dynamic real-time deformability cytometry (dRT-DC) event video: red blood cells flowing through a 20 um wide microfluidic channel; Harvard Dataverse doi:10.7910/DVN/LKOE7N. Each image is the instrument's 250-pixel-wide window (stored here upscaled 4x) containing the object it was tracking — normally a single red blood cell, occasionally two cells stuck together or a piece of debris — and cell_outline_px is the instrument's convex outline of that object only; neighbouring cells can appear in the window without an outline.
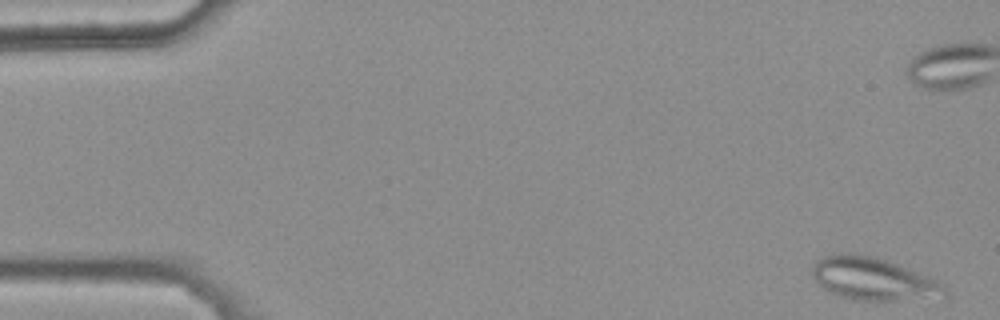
{"species": "common noctule bat (a hibernating species)", "species_latin": "Nyctalus noctula", "temperature_condition": "warm", "stored_images_in_passage": 46, "camera_frame_rate_fps": 3000, "um_per_image_px": 0.085, "animal": {"sex": "female", "body_mass_g": 25.1}, "frame": {"image": 1, "passage_image": 2, "time_ms": 0.333, "image_size_px": [1000, 320], "cell_outline_px": [[948, 296], [944, 300], [864, 300], [840, 296], [828, 292], [812, 276], [812, 268], [816, 260], [824, 256], [840, 252], [848, 252], [872, 256], [896, 264], [936, 280], [948, 292]], "centroid_in_image_um": [74.26, 23.73], "position_along_channel_um": 10.7, "area_um2": 33.0}}
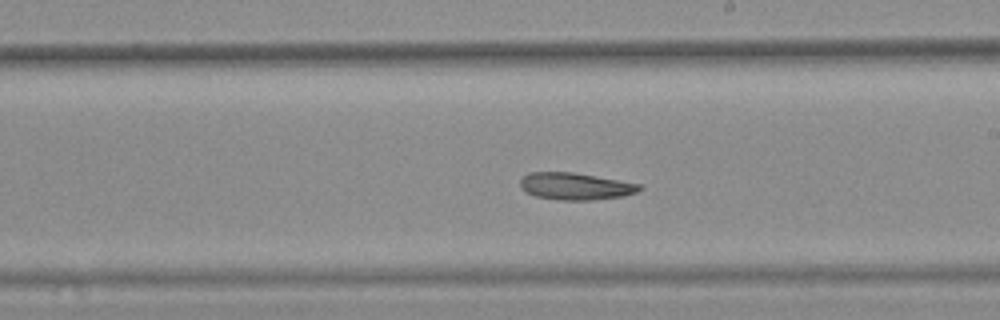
{"frame": {"image": 2, "passage_image": 31, "time_ms": 10.0, "image_size_px": [1000, 320], "cell_outline_px": [[644, 188], [636, 192], [624, 196], [592, 200], [560, 200], [536, 196], [524, 192], [520, 188], [520, 180], [528, 172], [572, 172], [640, 184]], "centroid_in_image_um": [48.88, 15.84], "position_along_channel_um": 240.1, "area_um2": 18.79}}
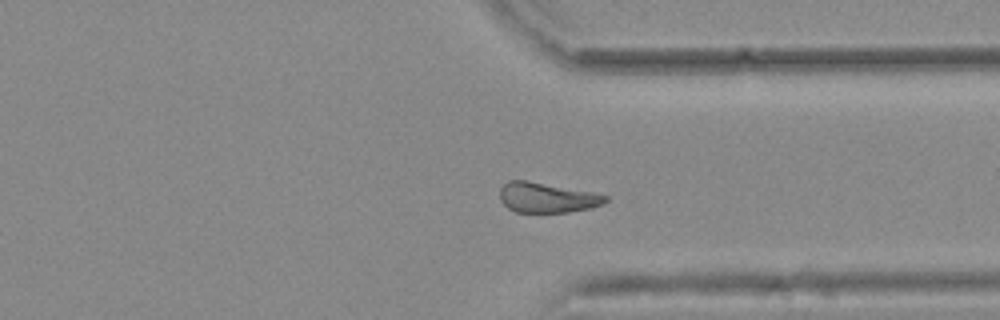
{"frame": {"image": 3, "passage_image": 41, "time_ms": 13.333, "image_size_px": [1000, 320], "cell_outline_px": [[608, 200], [592, 208], [568, 212], [516, 212], [508, 208], [500, 200], [500, 188], [508, 180], [528, 180], [592, 192], [608, 196]], "centroid_in_image_um": [46.47, 16.79], "position_along_channel_um": 364.9, "area_um2": 18.5}}